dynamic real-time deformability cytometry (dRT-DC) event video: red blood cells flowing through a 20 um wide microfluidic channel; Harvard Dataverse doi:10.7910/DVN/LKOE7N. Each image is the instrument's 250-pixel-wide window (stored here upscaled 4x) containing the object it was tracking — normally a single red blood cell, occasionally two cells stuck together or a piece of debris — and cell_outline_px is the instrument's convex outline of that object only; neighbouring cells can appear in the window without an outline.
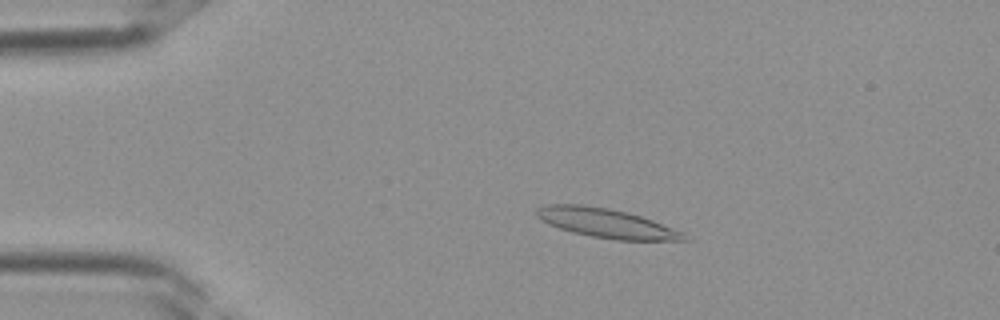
{"species": "Egyptian fruit bat (a non-hibernating species)", "species_latin": "Rousettus aegyptiacus", "temperature_condition": "room temperature", "stored_images_in_passage": 37, "camera_frame_rate_fps": 3000, "um_per_image_px": 0.085, "frame": {"image": 1, "passage_image": 7, "time_ms": 2.0, "image_size_px": [1000, 320], "cell_outline_px": [[692, 240], [616, 240], [592, 236], [572, 232], [548, 224], [540, 220], [536, 216], [536, 208], [548, 204], [584, 204], [608, 208], [628, 212], [652, 220], [684, 232]], "centroid_in_image_um": [51.54, 18.96], "position_along_channel_um": 33.5, "area_um2": 25.2}}
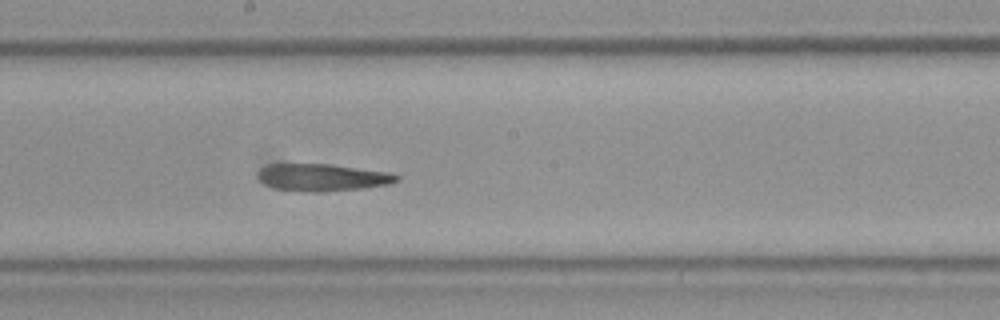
{"frame": {"image": 2, "passage_image": 20, "time_ms": 6.333, "image_size_px": [1000, 320], "cell_outline_px": [[400, 180], [388, 184], [364, 188], [320, 192], [308, 192], [276, 188], [264, 184], [256, 176], [256, 172], [260, 168], [268, 164], [332, 164], [388, 172], [400, 176]], "centroid_in_image_um": [27.38, 15.07], "position_along_channel_um": 220.8, "area_um2": 22.14}}
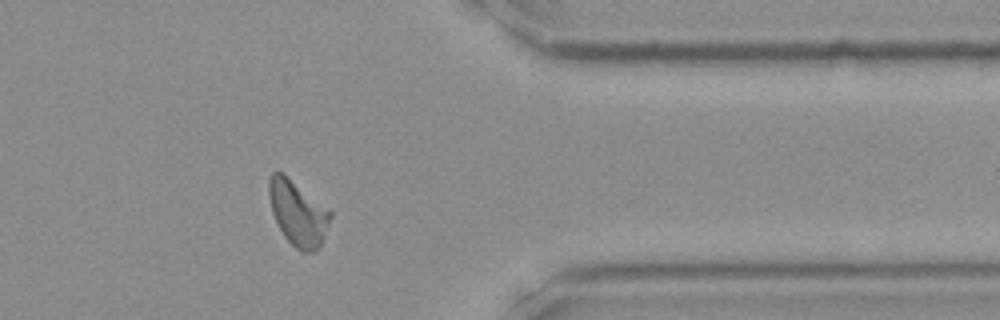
{"frame": {"image": 3, "passage_image": 30, "time_ms": 9.667, "image_size_px": [1000, 320], "cell_outline_px": [[332, 216], [320, 244], [316, 252], [300, 252], [284, 236], [272, 212], [268, 196], [268, 180], [272, 172], [280, 172], [328, 208], [332, 212]], "centroid_in_image_um": [25.31, 18.13], "position_along_channel_um": 386.1, "area_um2": 22.77}}